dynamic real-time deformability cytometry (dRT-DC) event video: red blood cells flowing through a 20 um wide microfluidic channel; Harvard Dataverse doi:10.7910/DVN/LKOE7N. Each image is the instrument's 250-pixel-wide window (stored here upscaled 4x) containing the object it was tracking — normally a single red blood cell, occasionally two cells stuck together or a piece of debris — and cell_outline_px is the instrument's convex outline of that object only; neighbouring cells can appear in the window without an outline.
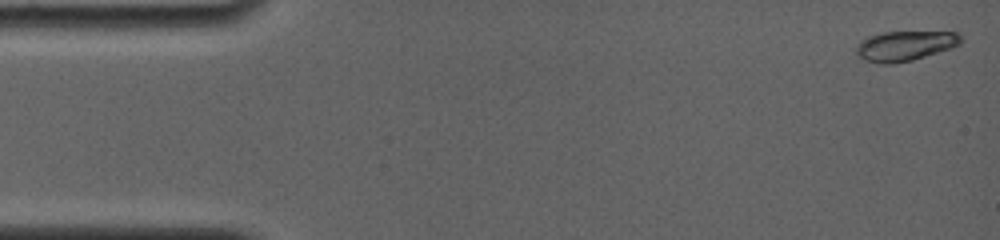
{"species": "common noctule bat (a hibernating species)", "species_latin": "Nyctalus noctula", "temperature_condition": "room temperature", "stored_images_in_passage": 35, "camera_frame_rate_fps": 4000, "um_per_image_px": 0.085, "animal": {"sex": "female", "body_mass_g": 19.0, "forearm_length_mm": 56.7}, "frame": {"image": 1, "passage_image": 1, "time_ms": 0.0, "image_size_px": [1000, 240], "cell_outline_px": [[960, 44], [952, 48], [912, 60], [888, 64], [880, 64], [864, 60], [856, 52], [856, 44], [860, 40], [868, 36], [884, 32], [956, 32], [960, 36]], "centroid_in_image_um": [76.88, 3.9], "position_along_channel_um": 8.1, "area_um2": 18.15}}
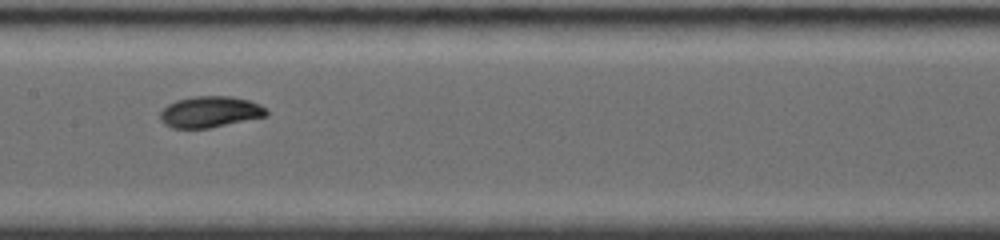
{"frame": {"image": 2, "passage_image": 20, "time_ms": 8.0, "image_size_px": [1000, 240], "cell_outline_px": [[268, 116], [208, 128], [172, 128], [164, 124], [160, 120], [160, 112], [168, 104], [176, 100], [196, 96], [232, 96], [248, 100], [260, 104], [268, 108]], "centroid_in_image_um": [17.87, 9.51], "position_along_channel_um": 189.5, "area_um2": 19.42}}
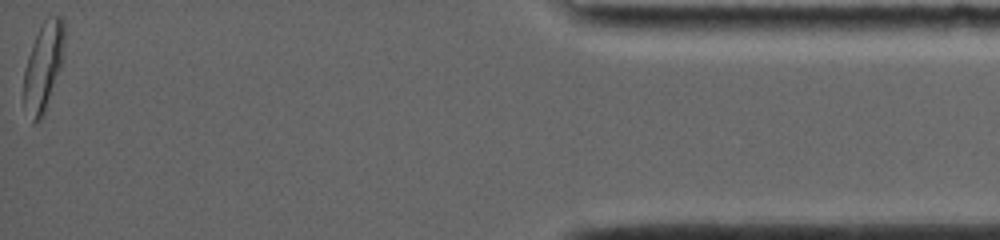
{"frame": {"image": 3, "passage_image": 35, "time_ms": 16.25, "image_size_px": [1000, 240], "cell_outline_px": [[64, 40], [60, 68], [44, 116], [40, 120], [32, 124], [24, 104], [24, 68], [32, 44], [44, 20], [48, 16], [60, 16], [64, 20]], "centroid_in_image_um": [3.68, 5.69], "position_along_channel_um": 431.5, "area_um2": 20.81}, "authors_computed_cell_mechanics": {"area_um2": 18.7272, "velocity_mm_per_s": 3.8079, "shape_relaxation_time_tau1_ms": 2.97, "shape_relaxation_time_tau2_ms": null, "deformation_change_tau1": 0.1592, "deformation_change_tau2": null}}